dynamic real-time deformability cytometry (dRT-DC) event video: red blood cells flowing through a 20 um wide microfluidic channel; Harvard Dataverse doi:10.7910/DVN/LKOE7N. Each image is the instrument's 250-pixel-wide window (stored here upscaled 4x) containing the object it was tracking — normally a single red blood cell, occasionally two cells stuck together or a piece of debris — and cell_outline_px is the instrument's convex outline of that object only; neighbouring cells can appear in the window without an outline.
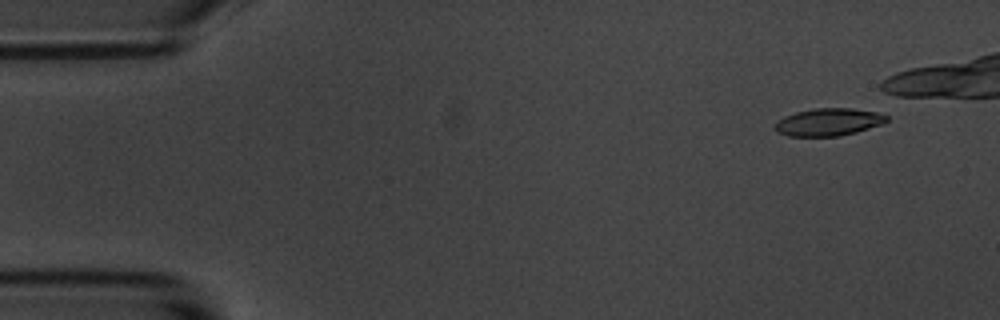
{"species": "common noctule bat (a hibernating species)", "species_latin": "Nyctalus noctula", "temperature_condition": "room temperature", "stored_images_in_passage": 7, "camera_frame_rate_fps": 3000, "um_per_image_px": 0.085, "animal": {"sex": "male", "body_mass_g": 20.1, "forearm_length_mm": 53.5}, "frame": {"image": 1, "passage_image": 2, "time_ms": 1.0, "image_size_px": [1000, 320], "cell_outline_px": [[888, 120], [884, 124], [856, 132], [840, 136], [788, 136], [776, 132], [776, 120], [784, 116], [796, 112], [812, 108], [852, 108], [880, 112], [888, 116]], "centroid_in_image_um": [70.45, 10.37], "position_along_channel_um": 14.5, "area_um2": 18.15}}